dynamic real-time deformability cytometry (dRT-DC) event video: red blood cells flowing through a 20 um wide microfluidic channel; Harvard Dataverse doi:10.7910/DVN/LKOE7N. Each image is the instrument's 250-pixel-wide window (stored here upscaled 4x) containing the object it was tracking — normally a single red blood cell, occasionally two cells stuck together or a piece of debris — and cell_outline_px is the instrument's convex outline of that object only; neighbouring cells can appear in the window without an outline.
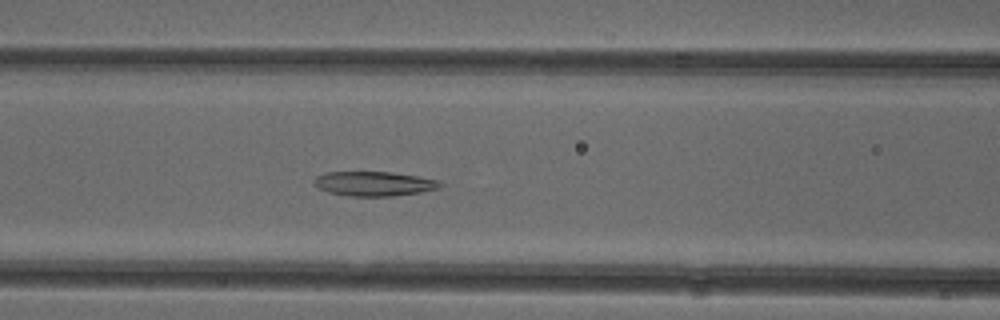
{"species": "common noctule bat (a hibernating species)", "species_latin": "Nyctalus noctula", "temperature_condition": "cold", "stored_images_in_passage": 36, "camera_frame_rate_fps": 3000, "um_per_image_px": 0.085, "animal": {"sex": "female"}, "frame": {"image": 1, "passage_image": 6, "time_ms": 1.667, "image_size_px": [1000, 320], "cell_outline_px": [[444, 184], [440, 188], [420, 192], [392, 196], [348, 196], [328, 192], [320, 188], [312, 180], [316, 176], [328, 172], [392, 172], [416, 176], [436, 180]], "centroid_in_image_um": [31.79, 15.61], "position_along_channel_um": 134.8, "area_um2": 17.86}}
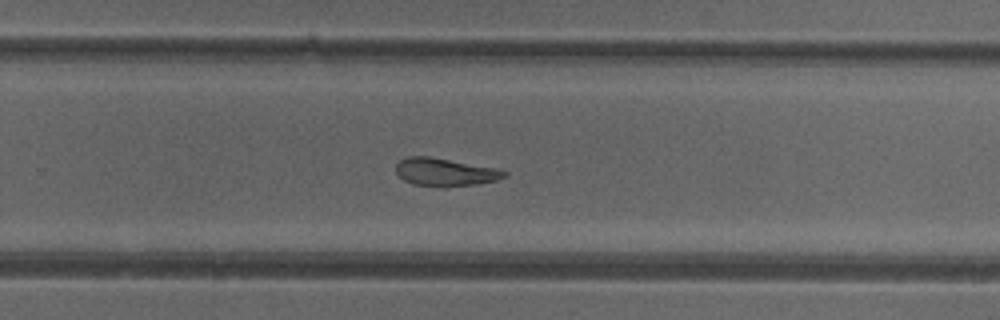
{"frame": {"image": 2, "passage_image": 18, "time_ms": 5.667, "image_size_px": [1000, 320], "cell_outline_px": [[508, 176], [496, 180], [476, 184], [412, 184], [404, 180], [396, 172], [396, 164], [400, 160], [408, 156], [428, 156], [496, 168], [508, 172]], "centroid_in_image_um": [37.83, 14.58], "position_along_channel_um": 292.0, "area_um2": 16.82}}
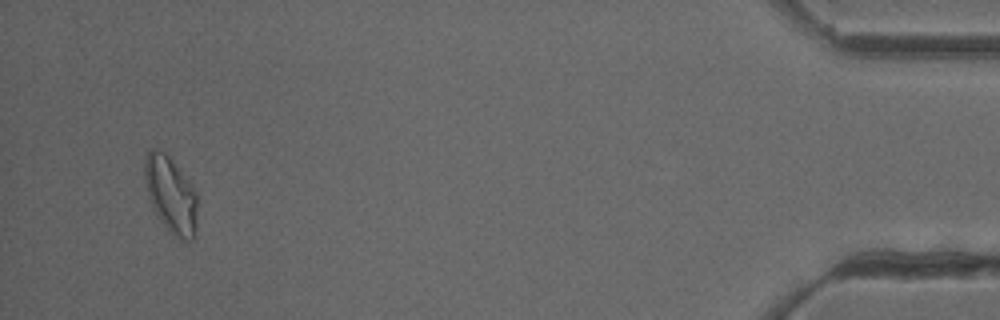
{"frame": {"image": 3, "passage_image": 34, "time_ms": 11.0, "image_size_px": [1000, 320], "cell_outline_px": [[196, 236], [192, 240], [184, 240], [172, 236], [168, 232], [156, 216], [152, 208], [144, 176], [144, 156], [152, 148], [164, 152], [168, 156], [192, 184], [196, 192]], "centroid_in_image_um": [14.51, 16.59], "position_along_channel_um": 420.7, "area_um2": 23.64}, "authors_computed_cell_mechanics": {"area_um2": 18.6405, "velocity_mm_per_s": 3.9436, "shape_relaxation_time_tau1_ms": 9.651, "shape_relaxation_time_tau2_ms": 4.1914, "deformation_change_tau1": 0.1848, "deformation_change_tau2": 0.1174}}